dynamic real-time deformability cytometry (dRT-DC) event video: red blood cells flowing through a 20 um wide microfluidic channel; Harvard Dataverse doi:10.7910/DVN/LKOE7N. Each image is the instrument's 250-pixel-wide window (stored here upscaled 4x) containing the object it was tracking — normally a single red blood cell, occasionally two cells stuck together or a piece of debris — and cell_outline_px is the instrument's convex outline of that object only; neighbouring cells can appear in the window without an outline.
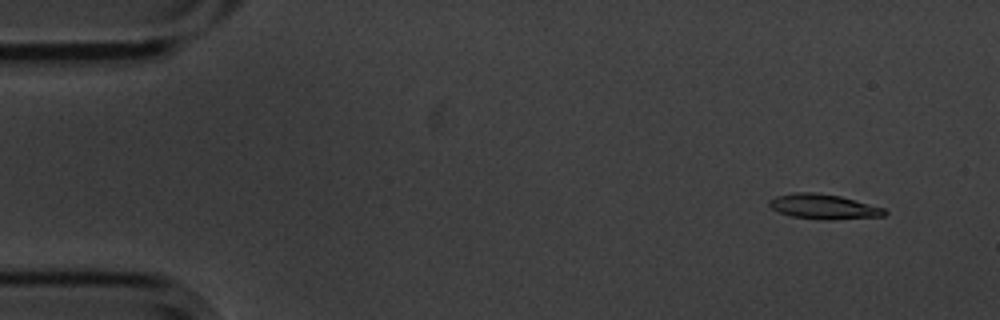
{"species": "common noctule bat (a hibernating species)", "species_latin": "Nyctalus noctula", "temperature_condition": "cold", "stored_images_in_passage": 16, "camera_frame_rate_fps": 3000, "um_per_image_px": 0.085, "animal": {"sex": "male", "body_mass_g": 20.1, "forearm_length_mm": 53.5}, "frame": {"image": 1, "passage_image": 5, "time_ms": 1.333, "image_size_px": [1000, 320], "cell_outline_px": [[888, 212], [884, 216], [832, 220], [828, 220], [792, 216], [780, 212], [772, 208], [768, 204], [768, 200], [776, 196], [792, 192], [816, 192], [840, 196], [884, 208]], "centroid_in_image_um": [70.0, 17.55], "position_along_channel_um": 15.0, "area_um2": 16.7}}